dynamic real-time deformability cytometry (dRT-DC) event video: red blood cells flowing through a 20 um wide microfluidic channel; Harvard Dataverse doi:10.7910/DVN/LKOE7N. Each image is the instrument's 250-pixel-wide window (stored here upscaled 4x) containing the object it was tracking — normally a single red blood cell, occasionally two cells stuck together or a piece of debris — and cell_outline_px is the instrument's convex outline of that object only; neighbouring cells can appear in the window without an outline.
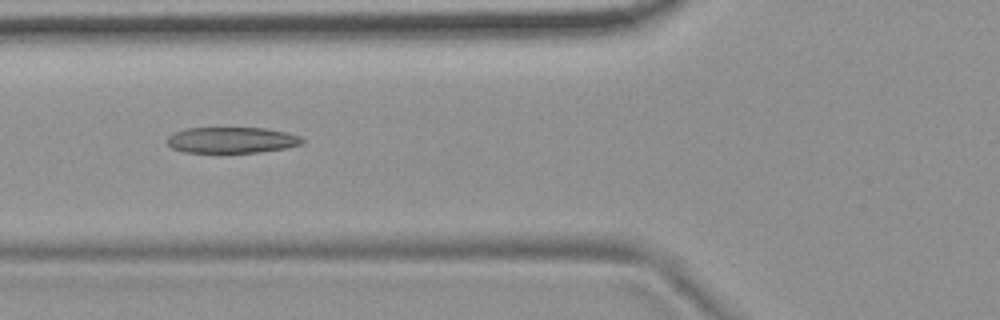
{"species": "common noctule bat (a hibernating species)", "species_latin": "Nyctalus noctula", "temperature_condition": "room temperature", "stored_images_in_passage": 12, "camera_frame_rate_fps": 3000, "um_per_image_px": 0.085, "animal": {"sex": "female", "body_mass_g": 19.9}, "frame": {"image": 1, "passage_image": 3, "time_ms": 2.333, "image_size_px": [1000, 320], "cell_outline_px": [[304, 144], [284, 148], [260, 152], [184, 152], [172, 148], [168, 144], [168, 136], [176, 132], [188, 128], [264, 128], [288, 132], [300, 136], [304, 140]], "centroid_in_image_um": [19.74, 11.9], "position_along_channel_um": 106.1, "area_um2": 20.35}}
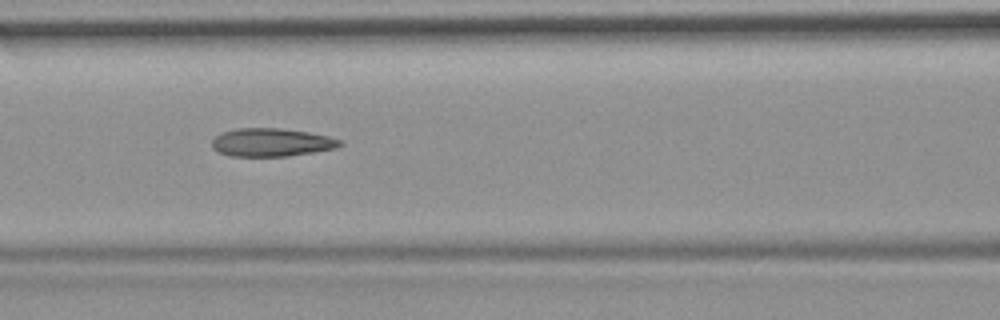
{"frame": {"image": 2, "passage_image": 4, "time_ms": 3.333, "image_size_px": [1000, 320], "cell_outline_px": [[344, 144], [336, 148], [288, 156], [232, 156], [220, 152], [212, 148], [212, 140], [216, 136], [224, 132], [240, 128], [280, 128], [308, 132], [328, 136], [340, 140]], "centroid_in_image_um": [23.09, 12.1], "position_along_channel_um": 143.5, "area_um2": 20.81}, "authors_computed_cell_mechanics": {"area_um2": 20.6635, "velocity_mm_per_s": 3.7167, "shape_relaxation_time_tau1_ms": 4.4065, "shape_relaxation_time_tau2_ms": 1.99, "deformation_change_tau1": 0.1525, "deformation_change_tau2": 0.1136}}